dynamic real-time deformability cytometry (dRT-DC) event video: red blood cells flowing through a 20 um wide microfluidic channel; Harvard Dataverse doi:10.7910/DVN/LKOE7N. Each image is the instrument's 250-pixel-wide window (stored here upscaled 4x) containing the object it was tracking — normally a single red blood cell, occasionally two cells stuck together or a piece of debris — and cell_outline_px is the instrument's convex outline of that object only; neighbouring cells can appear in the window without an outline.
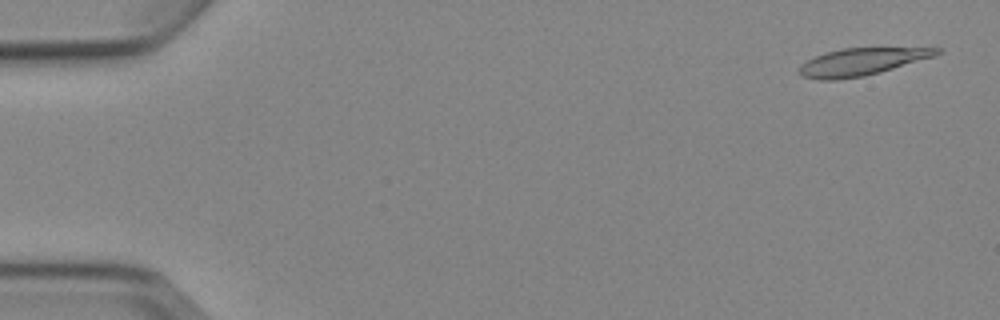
{"species": "Egyptian fruit bat (a non-hibernating species)", "species_latin": "Rousettus aegyptiacus", "temperature_condition": "cold", "stored_images_in_passage": 5, "camera_frame_rate_fps": 3000, "um_per_image_px": 0.085, "animal": {"sex": "female"}, "frame": {"image": 1, "passage_image": 1, "time_ms": 0.0, "image_size_px": [1000, 320], "cell_outline_px": [[944, 52], [936, 56], [880, 72], [864, 76], [836, 80], [820, 80], [804, 76], [800, 72], [800, 64], [824, 52], [844, 48], [940, 48]], "centroid_in_image_um": [73.27, 5.25], "position_along_channel_um": 11.7, "area_um2": 21.73}}
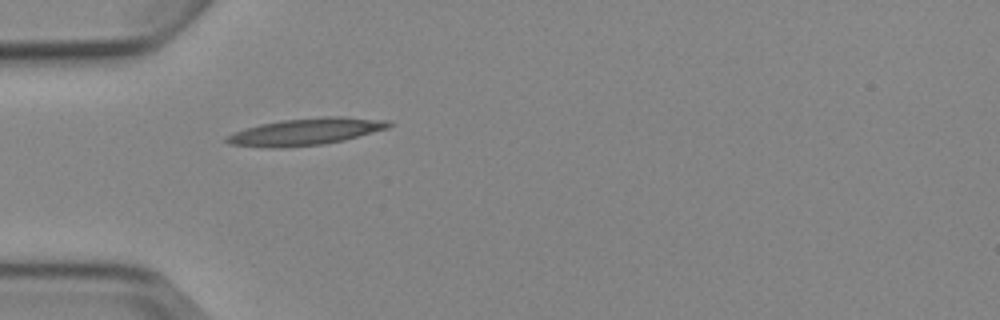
{"frame": {"image": 2, "passage_image": 5, "time_ms": 4.667, "image_size_px": [1000, 320], "cell_outline_px": [[392, 124], [388, 128], [344, 140], [324, 144], [276, 148], [228, 144], [224, 140], [228, 136], [236, 132], [260, 124], [284, 120], [324, 116], [340, 116], [392, 120]], "centroid_in_image_um": [26.06, 11.18], "position_along_channel_um": 58.9, "area_um2": 25.2}}